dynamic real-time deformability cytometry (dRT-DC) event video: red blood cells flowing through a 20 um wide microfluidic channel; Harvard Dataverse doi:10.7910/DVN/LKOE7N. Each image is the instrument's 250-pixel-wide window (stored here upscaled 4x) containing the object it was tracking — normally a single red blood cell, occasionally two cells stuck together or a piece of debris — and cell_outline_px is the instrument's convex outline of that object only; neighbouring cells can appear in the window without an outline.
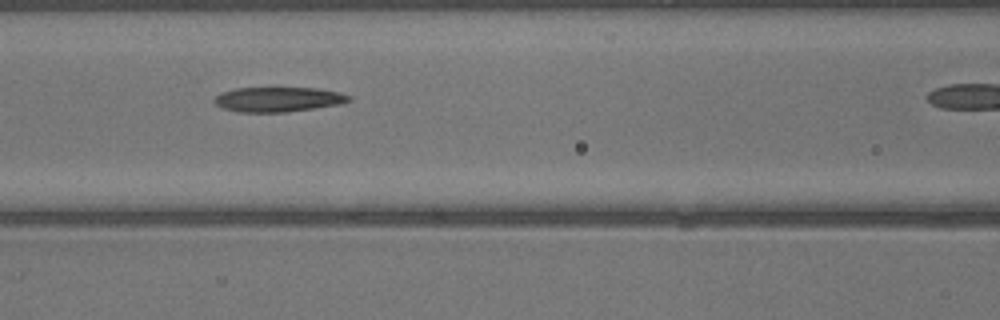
{"species": "common noctule bat (a hibernating species)", "species_latin": "Nyctalus noctula", "temperature_condition": "warm", "stored_images_in_passage": 13, "camera_frame_rate_fps": 3000, "um_per_image_px": 0.085, "animal": {"sex": "male", "body_mass_g": 13.3}, "frame": {"image": 1, "passage_image": 5, "time_ms": 1.333, "image_size_px": [1000, 320], "cell_outline_px": [[352, 100], [340, 104], [284, 112], [240, 112], [224, 108], [216, 104], [212, 100], [216, 96], [224, 92], [236, 88], [316, 88], [340, 92], [352, 96]], "centroid_in_image_um": [23.68, 8.44], "position_along_channel_um": 142.9, "area_um2": 19.25}}
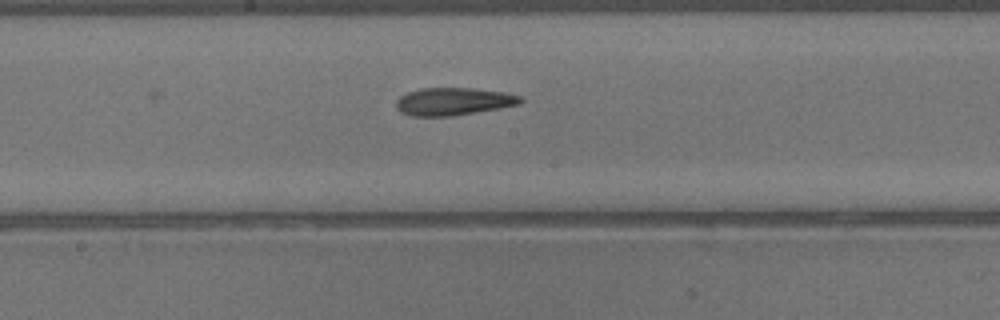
{"frame": {"image": 2, "passage_image": 9, "time_ms": 2.667, "image_size_px": [1000, 320], "cell_outline_px": [[524, 100], [520, 104], [500, 108], [452, 116], [412, 116], [400, 112], [396, 108], [396, 100], [400, 96], [408, 92], [420, 88], [472, 88], [504, 92], [520, 96]], "centroid_in_image_um": [38.53, 8.62], "position_along_channel_um": 209.7, "area_um2": 20.06}}
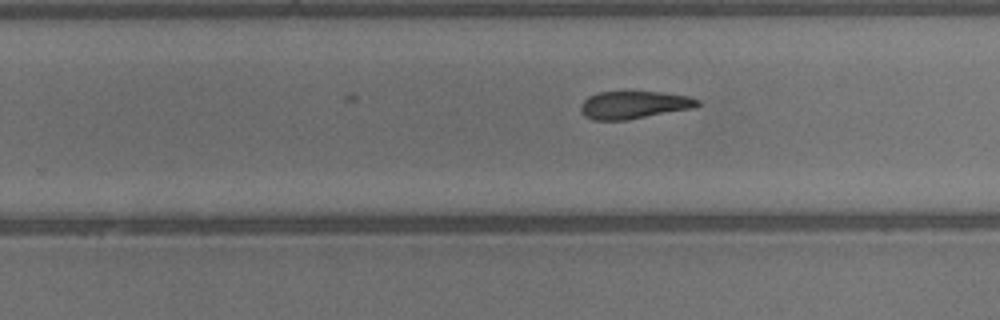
{"frame": {"image": 3, "passage_image": 13, "time_ms": 4.0, "image_size_px": [1000, 320], "cell_outline_px": [[700, 104], [692, 108], [628, 120], [592, 120], [584, 116], [580, 108], [580, 104], [588, 96], [596, 92], [660, 92], [688, 96], [700, 100]], "centroid_in_image_um": [53.84, 8.92], "position_along_channel_um": 276.0, "area_um2": 18.84}}